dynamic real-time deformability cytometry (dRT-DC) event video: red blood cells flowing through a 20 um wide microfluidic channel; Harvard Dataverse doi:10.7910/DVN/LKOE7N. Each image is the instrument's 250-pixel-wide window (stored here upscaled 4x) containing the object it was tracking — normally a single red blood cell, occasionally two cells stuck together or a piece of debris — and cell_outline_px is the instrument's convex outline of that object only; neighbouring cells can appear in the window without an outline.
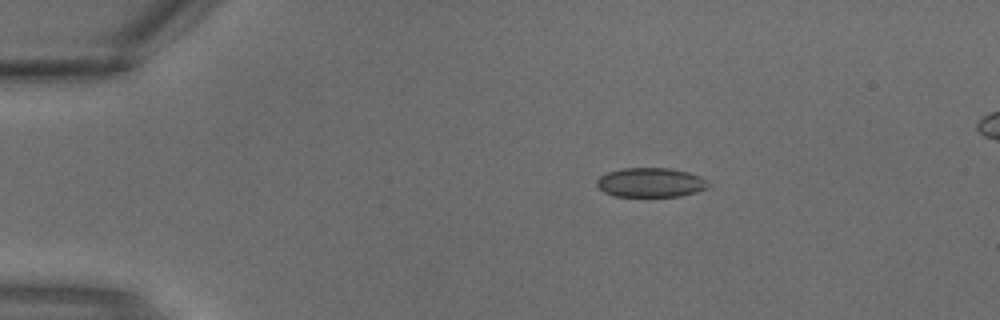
{"species": "common noctule bat (a hibernating species)", "species_latin": "Nyctalus noctula", "temperature_condition": "warm", "stored_images_in_passage": 2, "camera_frame_rate_fps": 3000, "um_per_image_px": 0.085, "animal": {"sex": "male", "body_mass_g": 18.8}, "frame": {"image": 1, "passage_image": 1, "time_ms": 0.0, "image_size_px": [1000, 320], "cell_outline_px": [[712, 184], [708, 188], [696, 192], [680, 196], [616, 196], [604, 192], [596, 184], [596, 180], [600, 176], [608, 172], [624, 168], [668, 168], [688, 172], [700, 176], [708, 180]], "centroid_in_image_um": [55.35, 15.51], "position_along_channel_um": 29.7, "area_um2": 19.13}}